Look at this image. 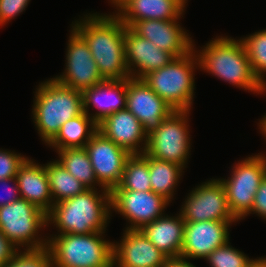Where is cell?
Instances as JSON below:
<instances>
[{
    "instance_id": "obj_1",
    "label": "cell",
    "mask_w": 266,
    "mask_h": 267,
    "mask_svg": "<svg viewBox=\"0 0 266 267\" xmlns=\"http://www.w3.org/2000/svg\"><path fill=\"white\" fill-rule=\"evenodd\" d=\"M71 27L88 43L103 80L131 78L124 48L126 26L114 13H89L72 22Z\"/></svg>"
},
{
    "instance_id": "obj_2",
    "label": "cell",
    "mask_w": 266,
    "mask_h": 267,
    "mask_svg": "<svg viewBox=\"0 0 266 267\" xmlns=\"http://www.w3.org/2000/svg\"><path fill=\"white\" fill-rule=\"evenodd\" d=\"M97 190L86 189L54 204L47 213V227L56 226L57 235L106 232L112 216L111 193L107 189Z\"/></svg>"
},
{
    "instance_id": "obj_3",
    "label": "cell",
    "mask_w": 266,
    "mask_h": 267,
    "mask_svg": "<svg viewBox=\"0 0 266 267\" xmlns=\"http://www.w3.org/2000/svg\"><path fill=\"white\" fill-rule=\"evenodd\" d=\"M199 61V69L216 76L224 82H228L238 88L248 90L254 94L266 93L264 87L255 77L249 58L240 39L228 36H216L213 40L201 48L195 50Z\"/></svg>"
},
{
    "instance_id": "obj_4",
    "label": "cell",
    "mask_w": 266,
    "mask_h": 267,
    "mask_svg": "<svg viewBox=\"0 0 266 267\" xmlns=\"http://www.w3.org/2000/svg\"><path fill=\"white\" fill-rule=\"evenodd\" d=\"M83 112V95L54 78L41 82L35 91L32 116L41 140L46 145L60 127Z\"/></svg>"
},
{
    "instance_id": "obj_5",
    "label": "cell",
    "mask_w": 266,
    "mask_h": 267,
    "mask_svg": "<svg viewBox=\"0 0 266 267\" xmlns=\"http://www.w3.org/2000/svg\"><path fill=\"white\" fill-rule=\"evenodd\" d=\"M104 233L49 235L53 267H113V242Z\"/></svg>"
},
{
    "instance_id": "obj_6",
    "label": "cell",
    "mask_w": 266,
    "mask_h": 267,
    "mask_svg": "<svg viewBox=\"0 0 266 267\" xmlns=\"http://www.w3.org/2000/svg\"><path fill=\"white\" fill-rule=\"evenodd\" d=\"M197 68L199 61L192 49L186 55L174 58L166 66L149 72L142 79L174 111H186L191 110L193 105L194 69Z\"/></svg>"
},
{
    "instance_id": "obj_7",
    "label": "cell",
    "mask_w": 266,
    "mask_h": 267,
    "mask_svg": "<svg viewBox=\"0 0 266 267\" xmlns=\"http://www.w3.org/2000/svg\"><path fill=\"white\" fill-rule=\"evenodd\" d=\"M46 226L47 214L25 199L0 207V230L18 249L47 247L48 238L39 234Z\"/></svg>"
},
{
    "instance_id": "obj_8",
    "label": "cell",
    "mask_w": 266,
    "mask_h": 267,
    "mask_svg": "<svg viewBox=\"0 0 266 267\" xmlns=\"http://www.w3.org/2000/svg\"><path fill=\"white\" fill-rule=\"evenodd\" d=\"M189 114L190 110L173 111L165 118L156 130L147 135L145 153L185 169L191 152Z\"/></svg>"
},
{
    "instance_id": "obj_9",
    "label": "cell",
    "mask_w": 266,
    "mask_h": 267,
    "mask_svg": "<svg viewBox=\"0 0 266 267\" xmlns=\"http://www.w3.org/2000/svg\"><path fill=\"white\" fill-rule=\"evenodd\" d=\"M230 177L218 178L224 186L230 212L238 221L251 211L256 191L266 175V155L247 157L232 167Z\"/></svg>"
},
{
    "instance_id": "obj_10",
    "label": "cell",
    "mask_w": 266,
    "mask_h": 267,
    "mask_svg": "<svg viewBox=\"0 0 266 267\" xmlns=\"http://www.w3.org/2000/svg\"><path fill=\"white\" fill-rule=\"evenodd\" d=\"M180 209L185 222L237 221L229 210L223 184L215 178L193 188Z\"/></svg>"
},
{
    "instance_id": "obj_11",
    "label": "cell",
    "mask_w": 266,
    "mask_h": 267,
    "mask_svg": "<svg viewBox=\"0 0 266 267\" xmlns=\"http://www.w3.org/2000/svg\"><path fill=\"white\" fill-rule=\"evenodd\" d=\"M110 193L111 209L128 221L127 230H141L164 215L170 203L153 191L112 190Z\"/></svg>"
},
{
    "instance_id": "obj_12",
    "label": "cell",
    "mask_w": 266,
    "mask_h": 267,
    "mask_svg": "<svg viewBox=\"0 0 266 267\" xmlns=\"http://www.w3.org/2000/svg\"><path fill=\"white\" fill-rule=\"evenodd\" d=\"M67 43L66 67L62 75L54 77L64 86L84 92L90 87L102 83L97 64L90 52L88 43L72 27Z\"/></svg>"
},
{
    "instance_id": "obj_13",
    "label": "cell",
    "mask_w": 266,
    "mask_h": 267,
    "mask_svg": "<svg viewBox=\"0 0 266 267\" xmlns=\"http://www.w3.org/2000/svg\"><path fill=\"white\" fill-rule=\"evenodd\" d=\"M84 148L88 153L98 183L111 192L119 185L125 163L131 154L98 130Z\"/></svg>"
},
{
    "instance_id": "obj_14",
    "label": "cell",
    "mask_w": 266,
    "mask_h": 267,
    "mask_svg": "<svg viewBox=\"0 0 266 267\" xmlns=\"http://www.w3.org/2000/svg\"><path fill=\"white\" fill-rule=\"evenodd\" d=\"M126 109L142 124L149 135L174 110L143 79H127Z\"/></svg>"
},
{
    "instance_id": "obj_15",
    "label": "cell",
    "mask_w": 266,
    "mask_h": 267,
    "mask_svg": "<svg viewBox=\"0 0 266 267\" xmlns=\"http://www.w3.org/2000/svg\"><path fill=\"white\" fill-rule=\"evenodd\" d=\"M234 222L237 221L185 222L180 257L205 259L213 250L230 241L228 230Z\"/></svg>"
},
{
    "instance_id": "obj_16",
    "label": "cell",
    "mask_w": 266,
    "mask_h": 267,
    "mask_svg": "<svg viewBox=\"0 0 266 267\" xmlns=\"http://www.w3.org/2000/svg\"><path fill=\"white\" fill-rule=\"evenodd\" d=\"M118 242H113V267H163L167 256L141 230H123Z\"/></svg>"
},
{
    "instance_id": "obj_17",
    "label": "cell",
    "mask_w": 266,
    "mask_h": 267,
    "mask_svg": "<svg viewBox=\"0 0 266 267\" xmlns=\"http://www.w3.org/2000/svg\"><path fill=\"white\" fill-rule=\"evenodd\" d=\"M178 20L180 19L137 21L131 29L176 58L189 53L193 49L194 42L184 27L182 28L177 22Z\"/></svg>"
},
{
    "instance_id": "obj_18",
    "label": "cell",
    "mask_w": 266,
    "mask_h": 267,
    "mask_svg": "<svg viewBox=\"0 0 266 267\" xmlns=\"http://www.w3.org/2000/svg\"><path fill=\"white\" fill-rule=\"evenodd\" d=\"M124 48L127 69L131 78L136 79H142L149 72L166 66L175 58L171 53L137 35L130 27L125 29Z\"/></svg>"
},
{
    "instance_id": "obj_19",
    "label": "cell",
    "mask_w": 266,
    "mask_h": 267,
    "mask_svg": "<svg viewBox=\"0 0 266 267\" xmlns=\"http://www.w3.org/2000/svg\"><path fill=\"white\" fill-rule=\"evenodd\" d=\"M97 130L131 155L145 152L147 134L141 122L127 109L105 117L97 124Z\"/></svg>"
},
{
    "instance_id": "obj_20",
    "label": "cell",
    "mask_w": 266,
    "mask_h": 267,
    "mask_svg": "<svg viewBox=\"0 0 266 267\" xmlns=\"http://www.w3.org/2000/svg\"><path fill=\"white\" fill-rule=\"evenodd\" d=\"M188 0H126L114 13L126 27L143 20H176L183 17Z\"/></svg>"
},
{
    "instance_id": "obj_21",
    "label": "cell",
    "mask_w": 266,
    "mask_h": 267,
    "mask_svg": "<svg viewBox=\"0 0 266 267\" xmlns=\"http://www.w3.org/2000/svg\"><path fill=\"white\" fill-rule=\"evenodd\" d=\"M82 95L83 111L98 124L108 115L126 109L127 79L104 80L86 89ZM91 107L98 111L90 114Z\"/></svg>"
},
{
    "instance_id": "obj_22",
    "label": "cell",
    "mask_w": 266,
    "mask_h": 267,
    "mask_svg": "<svg viewBox=\"0 0 266 267\" xmlns=\"http://www.w3.org/2000/svg\"><path fill=\"white\" fill-rule=\"evenodd\" d=\"M15 178L21 198L34 204L47 214L54 204L46 165H40L34 159L27 158L19 167Z\"/></svg>"
},
{
    "instance_id": "obj_23",
    "label": "cell",
    "mask_w": 266,
    "mask_h": 267,
    "mask_svg": "<svg viewBox=\"0 0 266 267\" xmlns=\"http://www.w3.org/2000/svg\"><path fill=\"white\" fill-rule=\"evenodd\" d=\"M185 221L181 214L177 216L162 215L144 226L141 231L168 258L180 257Z\"/></svg>"
},
{
    "instance_id": "obj_24",
    "label": "cell",
    "mask_w": 266,
    "mask_h": 267,
    "mask_svg": "<svg viewBox=\"0 0 266 267\" xmlns=\"http://www.w3.org/2000/svg\"><path fill=\"white\" fill-rule=\"evenodd\" d=\"M97 131V123L86 113L69 119L56 136L47 144L56 151L62 149L84 148Z\"/></svg>"
},
{
    "instance_id": "obj_25",
    "label": "cell",
    "mask_w": 266,
    "mask_h": 267,
    "mask_svg": "<svg viewBox=\"0 0 266 267\" xmlns=\"http://www.w3.org/2000/svg\"><path fill=\"white\" fill-rule=\"evenodd\" d=\"M184 168L167 161H162L149 156V177L151 191L172 201L177 184L181 180Z\"/></svg>"
},
{
    "instance_id": "obj_26",
    "label": "cell",
    "mask_w": 266,
    "mask_h": 267,
    "mask_svg": "<svg viewBox=\"0 0 266 267\" xmlns=\"http://www.w3.org/2000/svg\"><path fill=\"white\" fill-rule=\"evenodd\" d=\"M45 165L53 204L75 197L88 189L78 179L73 177L57 160L50 161Z\"/></svg>"
},
{
    "instance_id": "obj_27",
    "label": "cell",
    "mask_w": 266,
    "mask_h": 267,
    "mask_svg": "<svg viewBox=\"0 0 266 267\" xmlns=\"http://www.w3.org/2000/svg\"><path fill=\"white\" fill-rule=\"evenodd\" d=\"M59 155L57 161L76 179L88 189H104L97 181L91 161L85 148L62 149L56 151Z\"/></svg>"
},
{
    "instance_id": "obj_28",
    "label": "cell",
    "mask_w": 266,
    "mask_h": 267,
    "mask_svg": "<svg viewBox=\"0 0 266 267\" xmlns=\"http://www.w3.org/2000/svg\"><path fill=\"white\" fill-rule=\"evenodd\" d=\"M113 190L151 191L149 155L132 154L125 163L122 179Z\"/></svg>"
},
{
    "instance_id": "obj_29",
    "label": "cell",
    "mask_w": 266,
    "mask_h": 267,
    "mask_svg": "<svg viewBox=\"0 0 266 267\" xmlns=\"http://www.w3.org/2000/svg\"><path fill=\"white\" fill-rule=\"evenodd\" d=\"M240 40L255 77L266 87V29L241 37Z\"/></svg>"
},
{
    "instance_id": "obj_30",
    "label": "cell",
    "mask_w": 266,
    "mask_h": 267,
    "mask_svg": "<svg viewBox=\"0 0 266 267\" xmlns=\"http://www.w3.org/2000/svg\"><path fill=\"white\" fill-rule=\"evenodd\" d=\"M228 241L213 250L204 260L211 267H261V258L250 259L244 252L232 247Z\"/></svg>"
},
{
    "instance_id": "obj_31",
    "label": "cell",
    "mask_w": 266,
    "mask_h": 267,
    "mask_svg": "<svg viewBox=\"0 0 266 267\" xmlns=\"http://www.w3.org/2000/svg\"><path fill=\"white\" fill-rule=\"evenodd\" d=\"M3 267H53L47 247L41 249L18 250Z\"/></svg>"
},
{
    "instance_id": "obj_32",
    "label": "cell",
    "mask_w": 266,
    "mask_h": 267,
    "mask_svg": "<svg viewBox=\"0 0 266 267\" xmlns=\"http://www.w3.org/2000/svg\"><path fill=\"white\" fill-rule=\"evenodd\" d=\"M28 157L11 150L0 149V180L15 178L19 167Z\"/></svg>"
},
{
    "instance_id": "obj_33",
    "label": "cell",
    "mask_w": 266,
    "mask_h": 267,
    "mask_svg": "<svg viewBox=\"0 0 266 267\" xmlns=\"http://www.w3.org/2000/svg\"><path fill=\"white\" fill-rule=\"evenodd\" d=\"M30 0H0V26L25 11Z\"/></svg>"
},
{
    "instance_id": "obj_34",
    "label": "cell",
    "mask_w": 266,
    "mask_h": 267,
    "mask_svg": "<svg viewBox=\"0 0 266 267\" xmlns=\"http://www.w3.org/2000/svg\"><path fill=\"white\" fill-rule=\"evenodd\" d=\"M250 214H256L262 219L264 220L266 219V175L262 179L256 191L251 211L246 216Z\"/></svg>"
},
{
    "instance_id": "obj_35",
    "label": "cell",
    "mask_w": 266,
    "mask_h": 267,
    "mask_svg": "<svg viewBox=\"0 0 266 267\" xmlns=\"http://www.w3.org/2000/svg\"><path fill=\"white\" fill-rule=\"evenodd\" d=\"M18 250L0 230V267L10 261Z\"/></svg>"
},
{
    "instance_id": "obj_36",
    "label": "cell",
    "mask_w": 266,
    "mask_h": 267,
    "mask_svg": "<svg viewBox=\"0 0 266 267\" xmlns=\"http://www.w3.org/2000/svg\"><path fill=\"white\" fill-rule=\"evenodd\" d=\"M8 183H13V184H11L12 185L11 186ZM0 184L3 185L4 187H6V190H7L6 192L8 195V198H7V196L5 198L1 196L0 207L5 206V205H7L11 202H14V201L21 198L16 178L2 179V180H0ZM7 187H8V189H7Z\"/></svg>"
},
{
    "instance_id": "obj_37",
    "label": "cell",
    "mask_w": 266,
    "mask_h": 267,
    "mask_svg": "<svg viewBox=\"0 0 266 267\" xmlns=\"http://www.w3.org/2000/svg\"><path fill=\"white\" fill-rule=\"evenodd\" d=\"M163 267H196L190 263L189 259L182 257L167 258Z\"/></svg>"
},
{
    "instance_id": "obj_38",
    "label": "cell",
    "mask_w": 266,
    "mask_h": 267,
    "mask_svg": "<svg viewBox=\"0 0 266 267\" xmlns=\"http://www.w3.org/2000/svg\"><path fill=\"white\" fill-rule=\"evenodd\" d=\"M259 129L261 134L265 137L266 140V115L259 121Z\"/></svg>"
},
{
    "instance_id": "obj_39",
    "label": "cell",
    "mask_w": 266,
    "mask_h": 267,
    "mask_svg": "<svg viewBox=\"0 0 266 267\" xmlns=\"http://www.w3.org/2000/svg\"><path fill=\"white\" fill-rule=\"evenodd\" d=\"M126 0H110L111 4H113L115 9L117 10Z\"/></svg>"
},
{
    "instance_id": "obj_40",
    "label": "cell",
    "mask_w": 266,
    "mask_h": 267,
    "mask_svg": "<svg viewBox=\"0 0 266 267\" xmlns=\"http://www.w3.org/2000/svg\"><path fill=\"white\" fill-rule=\"evenodd\" d=\"M261 267H266V258L261 257Z\"/></svg>"
}]
</instances>
